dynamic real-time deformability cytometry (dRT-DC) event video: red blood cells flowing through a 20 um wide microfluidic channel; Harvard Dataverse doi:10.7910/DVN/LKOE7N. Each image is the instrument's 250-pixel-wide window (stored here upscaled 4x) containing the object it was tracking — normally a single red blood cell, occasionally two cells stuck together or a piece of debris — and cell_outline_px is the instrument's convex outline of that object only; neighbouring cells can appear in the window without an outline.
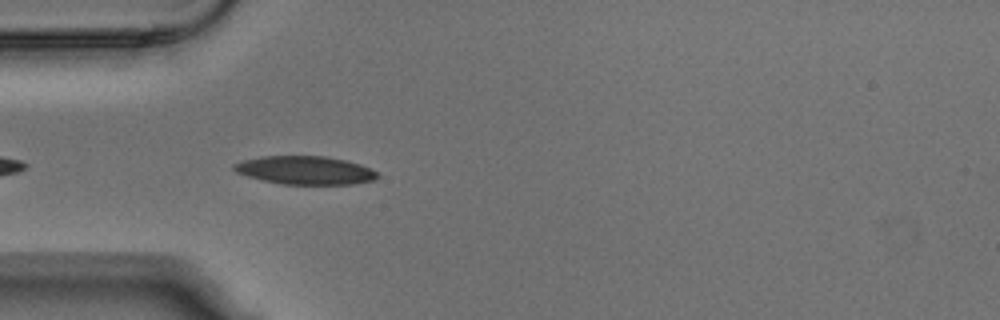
{"species": "Egyptian fruit bat (a non-hibernating species)", "species_latin": "Rousettus aegyptiacus", "temperature_condition": "warm", "stored_images_in_passage": 5, "camera_frame_rate_fps": 3000, "um_per_image_px": 0.085, "animal": {"sex": "male"}, "frame": {"image": 1, "passage_image": 5, "time_ms": 1.333, "image_size_px": [1000, 320], "cell_outline_px": [[380, 176], [372, 180], [352, 184], [280, 184], [248, 176], [236, 172], [232, 168], [232, 164], [244, 160], [260, 156], [324, 156], [344, 160], [360, 164], [376, 172]], "centroid_in_image_um": [25.9, 14.47], "position_along_channel_um": 59.1, "area_um2": 23.47}}